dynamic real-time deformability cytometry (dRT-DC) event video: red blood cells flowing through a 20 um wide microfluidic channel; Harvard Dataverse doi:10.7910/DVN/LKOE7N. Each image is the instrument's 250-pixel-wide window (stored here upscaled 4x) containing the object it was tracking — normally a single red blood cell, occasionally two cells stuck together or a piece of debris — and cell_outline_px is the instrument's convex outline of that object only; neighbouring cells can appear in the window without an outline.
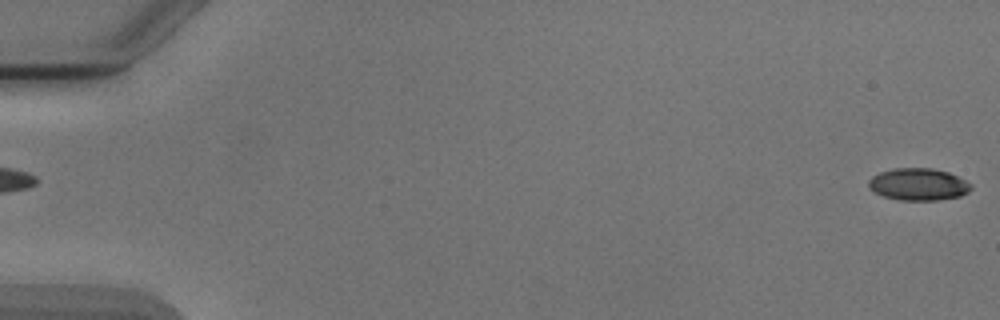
{"species": "Egyptian fruit bat (a non-hibernating species)", "species_latin": "Rousettus aegyptiacus", "temperature_condition": "cold", "stored_images_in_passage": 3, "segment_of_instrument_passage": [2, 2], "camera_frame_rate_fps": 3000, "um_per_image_px": 0.085, "animal": {"sex": "male"}, "frame": {"image": 1, "passage_image": 3, "time_ms": 2.333, "image_size_px": [1000, 320], "cell_outline_px": [[972, 188], [968, 192], [960, 196], [936, 200], [900, 200], [884, 196], [868, 188], [868, 180], [872, 176], [880, 172], [892, 168], [932, 168], [948, 172], [972, 184]], "centroid_in_image_um": [78.05, 15.66], "position_along_channel_um": 7.0, "area_um2": 19.13}}